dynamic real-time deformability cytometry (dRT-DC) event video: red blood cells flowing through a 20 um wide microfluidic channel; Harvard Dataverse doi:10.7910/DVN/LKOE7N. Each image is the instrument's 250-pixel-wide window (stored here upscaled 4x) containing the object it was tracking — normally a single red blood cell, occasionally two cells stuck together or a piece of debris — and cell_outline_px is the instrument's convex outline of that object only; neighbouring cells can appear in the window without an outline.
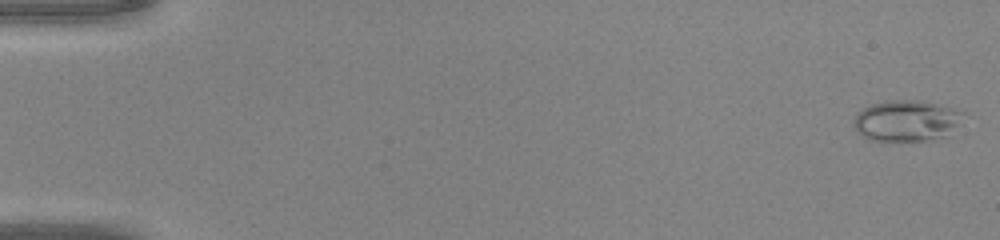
{"species": "common noctule bat (a hibernating species)", "species_latin": "Nyctalus noctula", "temperature_condition": "warm", "stored_images_in_passage": 47, "camera_frame_rate_fps": 3000, "um_per_image_px": 0.085, "animal": {"sex": "male", "body_mass_g": 20.0, "forearm_length_mm": 53.3}, "frame": {"image": 1, "passage_image": 1, "time_ms": 0.0, "image_size_px": [1000, 240], "cell_outline_px": [[968, 112], [952, 136], [928, 140], [880, 144], [868, 140], [852, 124], [852, 120], [856, 112], [872, 104], [884, 100], [928, 100], [964, 108]], "centroid_in_image_um": [77.17, 10.27], "position_along_channel_um": 7.8, "area_um2": 28.38}}
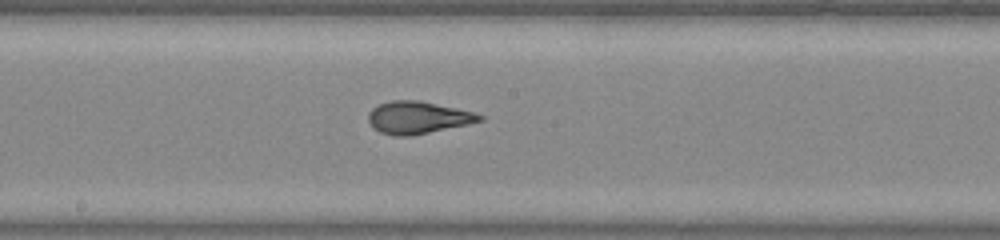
{"frame": {"image": 2, "passage_image": 26, "time_ms": 8.333, "image_size_px": [1000, 240], "cell_outline_px": [[484, 120], [468, 124], [412, 136], [392, 136], [380, 132], [372, 128], [368, 120], [368, 112], [372, 108], [380, 104], [392, 100], [420, 100], [456, 108], [472, 112], [484, 116]], "centroid_in_image_um": [35.48, 10.0], "position_along_channel_um": 212.7, "area_um2": 21.04}}
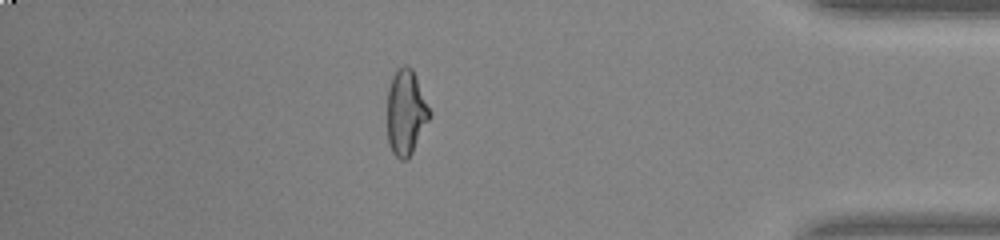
{"frame": {"image": 3, "passage_image": 41, "time_ms": 13.333, "image_size_px": [1000, 240], "cell_outline_px": [[432, 116], [408, 160], [400, 160], [392, 152], [388, 144], [388, 88], [392, 76], [396, 68], [404, 64], [408, 64], [412, 68], [432, 112]], "centroid_in_image_um": [34.52, 9.54], "position_along_channel_um": 400.7, "area_um2": 21.44}}